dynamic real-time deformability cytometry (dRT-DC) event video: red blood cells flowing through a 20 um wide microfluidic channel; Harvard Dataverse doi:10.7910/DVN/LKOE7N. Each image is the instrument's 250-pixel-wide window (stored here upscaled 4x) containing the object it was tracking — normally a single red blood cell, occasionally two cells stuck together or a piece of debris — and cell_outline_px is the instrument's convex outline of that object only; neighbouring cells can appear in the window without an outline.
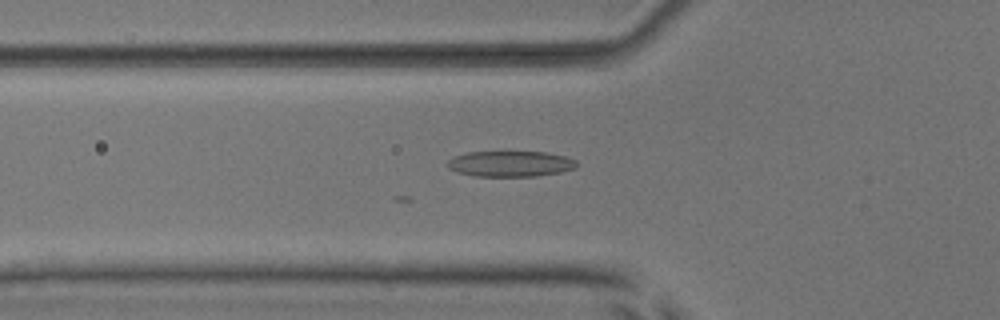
{"species": "common noctule bat (a hibernating species)", "species_latin": "Nyctalus noctula", "temperature_condition": "room temperature", "stored_images_in_passage": 28, "camera_frame_rate_fps": 3000, "um_per_image_px": 0.085, "animal": {"sex": "male", "body_mass_g": 17.9, "forearm_length_mm": 54.2}, "frame": {"image": 1, "passage_image": 5, "time_ms": 1.333, "image_size_px": [1000, 320], "cell_outline_px": [[576, 168], [560, 172], [536, 176], [476, 176], [456, 172], [448, 168], [444, 164], [452, 156], [468, 152], [544, 152], [564, 156], [576, 160]], "centroid_in_image_um": [43.32, 13.92], "position_along_channel_um": 82.5, "area_um2": 19.42}}
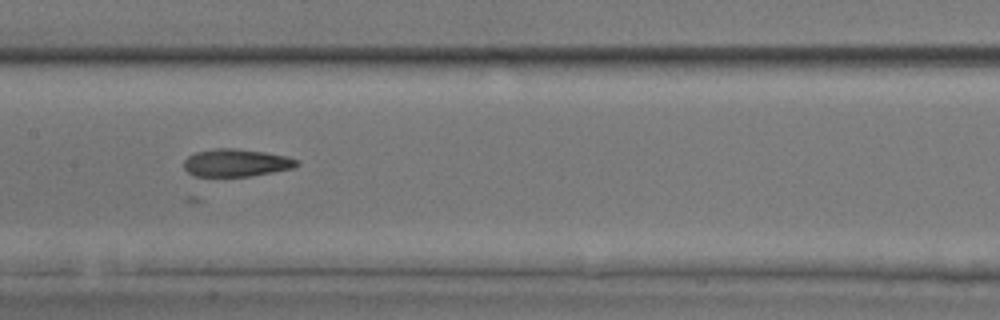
{"frame": {"image": 2, "passage_image": 13, "time_ms": 4.0, "image_size_px": [1000, 320], "cell_outline_px": [[300, 164], [292, 168], [272, 172], [248, 176], [192, 176], [184, 168], [184, 160], [188, 156], [196, 152], [212, 148], [236, 148], [264, 152], [288, 156], [300, 160]], "centroid_in_image_um": [20.08, 13.83], "position_along_channel_um": 187.3, "area_um2": 18.26}}
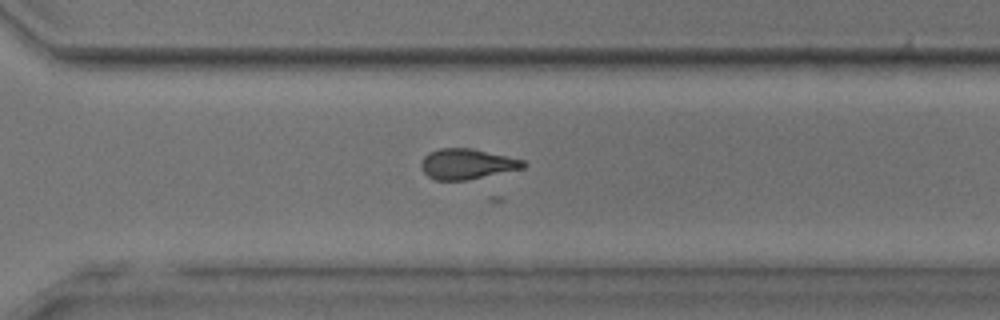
{"frame": {"image": 3, "passage_image": 24, "time_ms": 7.667, "image_size_px": [1000, 320], "cell_outline_px": [[528, 164], [524, 168], [468, 180], [436, 180], [428, 176], [420, 168], [420, 164], [424, 156], [428, 152], [440, 148], [468, 148], [524, 160]], "centroid_in_image_um": [39.67, 13.95], "position_along_channel_um": 330.9, "area_um2": 18.03}, "authors_computed_cell_mechanics": {"area_um2": 18.5827, "velocity_mm_per_s": 3.9226, "shape_relaxation_time_tau1_ms": 3.2566, "shape_relaxation_time_tau2_ms": 3.7512, "deformation_change_tau1": 0.1508, "deformation_change_tau2": 0.135}}